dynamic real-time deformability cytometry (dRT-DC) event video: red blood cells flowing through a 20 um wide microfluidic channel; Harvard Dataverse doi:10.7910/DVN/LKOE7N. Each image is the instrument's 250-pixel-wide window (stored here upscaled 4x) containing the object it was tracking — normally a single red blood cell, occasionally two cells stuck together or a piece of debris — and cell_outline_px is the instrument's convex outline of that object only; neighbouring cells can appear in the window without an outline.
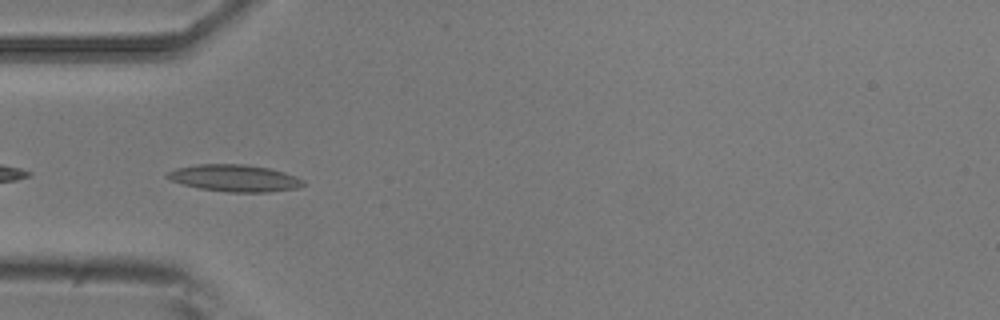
{"species": "common noctule bat (a hibernating species)", "species_latin": "Nyctalus noctula", "temperature_condition": "room temperature", "stored_images_in_passage": 31, "camera_frame_rate_fps": 3000, "um_per_image_px": 0.085, "animal": {"sex": "male", "body_mass_g": 20.5, "forearm_length_mm": 52.5}, "frame": {"image": 1, "passage_image": 2, "time_ms": 0.333, "image_size_px": [1000, 320], "cell_outline_px": [[304, 184], [300, 188], [268, 192], [228, 192], [200, 188], [184, 184], [172, 180], [164, 176], [168, 172], [176, 168], [196, 164], [244, 164], [268, 168], [284, 172], [296, 176], [304, 180]], "centroid_in_image_um": [19.97, 15.14], "position_along_channel_um": 65.0, "area_um2": 21.27}}
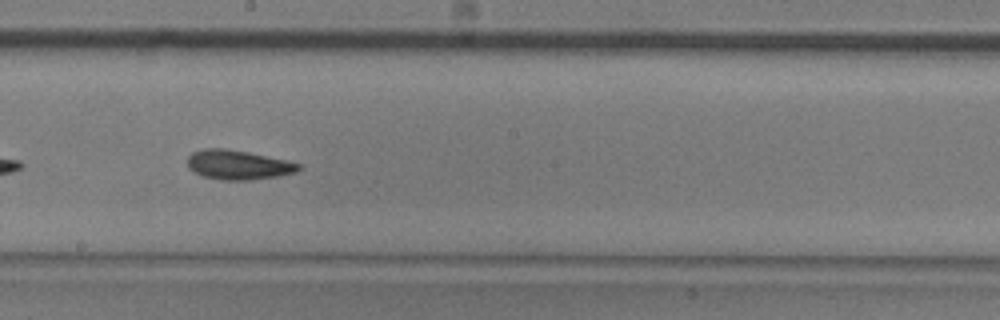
{"frame": {"image": 2, "passage_image": 15, "time_ms": 4.667, "image_size_px": [1000, 320], "cell_outline_px": [[304, 168], [296, 172], [280, 176], [248, 180], [224, 180], [204, 176], [188, 168], [188, 156], [192, 152], [204, 148], [224, 148], [248, 152], [288, 160], [300, 164]], "centroid_in_image_um": [20.29, 14.0], "position_along_channel_um": 227.9, "area_um2": 19.13}}
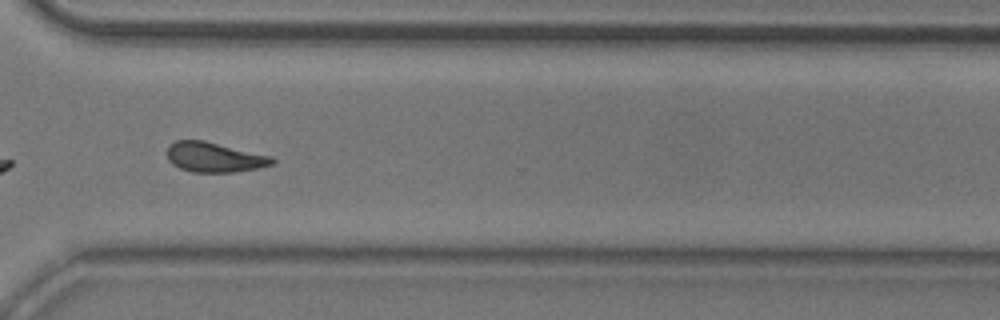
{"frame": {"image": 3, "passage_image": 25, "time_ms": 8.0, "image_size_px": [1000, 320], "cell_outline_px": [[276, 160], [272, 164], [256, 168], [232, 172], [192, 172], [180, 168], [172, 164], [168, 160], [168, 144], [176, 140], [204, 140], [272, 156]], "centroid_in_image_um": [18.2, 13.35], "position_along_channel_um": 352.4, "area_um2": 18.26}, "authors_computed_cell_mechanics": {"area_um2": 18.3804, "velocity_mm_per_s": 3.7418, "shape_relaxation_time_tau1_ms": 6.6661, "shape_relaxation_time_tau2_ms": 5.4308, "deformation_change_tau1": 0.1529, "deformation_change_tau2": 0.1358}}